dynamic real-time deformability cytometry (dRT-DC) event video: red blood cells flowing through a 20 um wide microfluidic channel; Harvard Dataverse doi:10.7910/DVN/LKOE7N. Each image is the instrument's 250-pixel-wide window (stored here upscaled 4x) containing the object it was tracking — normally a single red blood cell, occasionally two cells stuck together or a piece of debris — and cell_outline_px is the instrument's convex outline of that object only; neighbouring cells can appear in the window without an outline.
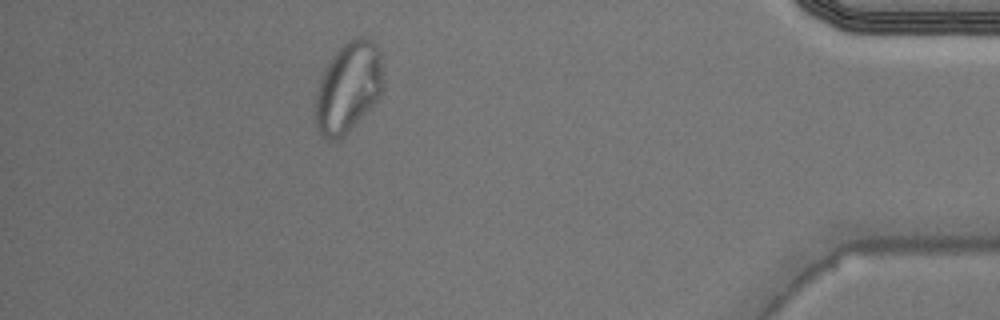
{"species": "Egyptian fruit bat (a non-hibernating species)", "species_latin": "Rousettus aegyptiacus", "temperature_condition": "warm", "stored_images_in_passage": 30, "camera_frame_rate_fps": 3000, "um_per_image_px": 0.085, "animal": {"sex": "male"}, "frame": {"image": 1, "passage_image": 26, "time_ms": 8.333, "image_size_px": [1000, 320], "cell_outline_px": [[380, 96], [344, 136], [336, 140], [332, 140], [324, 136], [316, 128], [312, 112], [316, 92], [320, 80], [328, 64], [336, 52], [348, 40], [356, 36], [364, 36], [372, 40], [376, 44], [380, 52]], "centroid_in_image_um": [29.54, 7.44], "position_along_channel_um": 405.7, "area_um2": 35.26}}